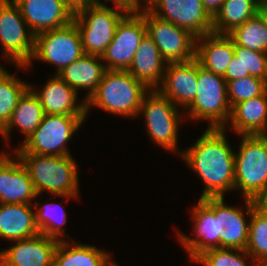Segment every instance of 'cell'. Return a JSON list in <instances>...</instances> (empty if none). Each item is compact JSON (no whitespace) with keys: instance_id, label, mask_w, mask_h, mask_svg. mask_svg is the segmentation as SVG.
<instances>
[{"instance_id":"6da1fadb","label":"cell","mask_w":267,"mask_h":266,"mask_svg":"<svg viewBox=\"0 0 267 266\" xmlns=\"http://www.w3.org/2000/svg\"><path fill=\"white\" fill-rule=\"evenodd\" d=\"M226 133L224 128H206L180 156L204 182L200 199L223 197L228 191H235V152Z\"/></svg>"},{"instance_id":"7a4b0ae2","label":"cell","mask_w":267,"mask_h":266,"mask_svg":"<svg viewBox=\"0 0 267 266\" xmlns=\"http://www.w3.org/2000/svg\"><path fill=\"white\" fill-rule=\"evenodd\" d=\"M15 154L27 168L38 195L49 191L53 198L79 199V173L72 155Z\"/></svg>"},{"instance_id":"3957f363","label":"cell","mask_w":267,"mask_h":266,"mask_svg":"<svg viewBox=\"0 0 267 266\" xmlns=\"http://www.w3.org/2000/svg\"><path fill=\"white\" fill-rule=\"evenodd\" d=\"M149 91L127 70H106L96 91L85 101L86 117L90 108L96 107L116 116L136 118Z\"/></svg>"},{"instance_id":"277c9868","label":"cell","mask_w":267,"mask_h":266,"mask_svg":"<svg viewBox=\"0 0 267 266\" xmlns=\"http://www.w3.org/2000/svg\"><path fill=\"white\" fill-rule=\"evenodd\" d=\"M184 111L187 118L209 122L207 128L226 129L230 126L231 107L227 98V82L223 76L204 69L198 62L196 96Z\"/></svg>"},{"instance_id":"5b68a950","label":"cell","mask_w":267,"mask_h":266,"mask_svg":"<svg viewBox=\"0 0 267 266\" xmlns=\"http://www.w3.org/2000/svg\"><path fill=\"white\" fill-rule=\"evenodd\" d=\"M240 138L235 153V191L242 192L244 199L254 200L267 189V137L240 135Z\"/></svg>"},{"instance_id":"8992f818","label":"cell","mask_w":267,"mask_h":266,"mask_svg":"<svg viewBox=\"0 0 267 266\" xmlns=\"http://www.w3.org/2000/svg\"><path fill=\"white\" fill-rule=\"evenodd\" d=\"M88 5L74 12L75 22L85 54L102 56L114 38L118 23L129 12L123 6Z\"/></svg>"},{"instance_id":"52a82bcc","label":"cell","mask_w":267,"mask_h":266,"mask_svg":"<svg viewBox=\"0 0 267 266\" xmlns=\"http://www.w3.org/2000/svg\"><path fill=\"white\" fill-rule=\"evenodd\" d=\"M179 109L181 108L174 105L157 89H151L143 97L138 115H144L146 133L156 146L181 155V150L177 152L178 129L184 115H182L183 110L181 112Z\"/></svg>"},{"instance_id":"ba28073f","label":"cell","mask_w":267,"mask_h":266,"mask_svg":"<svg viewBox=\"0 0 267 266\" xmlns=\"http://www.w3.org/2000/svg\"><path fill=\"white\" fill-rule=\"evenodd\" d=\"M86 115L45 114L40 125L15 153H34L37 155H71L67 144L75 132L85 122Z\"/></svg>"},{"instance_id":"9c48e42d","label":"cell","mask_w":267,"mask_h":266,"mask_svg":"<svg viewBox=\"0 0 267 266\" xmlns=\"http://www.w3.org/2000/svg\"><path fill=\"white\" fill-rule=\"evenodd\" d=\"M84 53L79 30L74 21L69 25L35 35L34 53L27 65H16L17 69L31 68L34 59L55 65L58 74ZM32 63V64H31Z\"/></svg>"},{"instance_id":"30bf717a","label":"cell","mask_w":267,"mask_h":266,"mask_svg":"<svg viewBox=\"0 0 267 266\" xmlns=\"http://www.w3.org/2000/svg\"><path fill=\"white\" fill-rule=\"evenodd\" d=\"M35 35L13 0H0V46L5 60L27 65L34 53Z\"/></svg>"},{"instance_id":"8fae6325","label":"cell","mask_w":267,"mask_h":266,"mask_svg":"<svg viewBox=\"0 0 267 266\" xmlns=\"http://www.w3.org/2000/svg\"><path fill=\"white\" fill-rule=\"evenodd\" d=\"M138 12L144 17L147 34L167 62H186L195 58L196 37L186 29L159 18L145 6Z\"/></svg>"},{"instance_id":"7c38bea8","label":"cell","mask_w":267,"mask_h":266,"mask_svg":"<svg viewBox=\"0 0 267 266\" xmlns=\"http://www.w3.org/2000/svg\"><path fill=\"white\" fill-rule=\"evenodd\" d=\"M146 34L144 17L138 11H129L118 23L114 38L101 56L106 69L128 70Z\"/></svg>"},{"instance_id":"4fadbf2b","label":"cell","mask_w":267,"mask_h":266,"mask_svg":"<svg viewBox=\"0 0 267 266\" xmlns=\"http://www.w3.org/2000/svg\"><path fill=\"white\" fill-rule=\"evenodd\" d=\"M145 7L196 38L212 33V17L201 0H145Z\"/></svg>"},{"instance_id":"5bb4252c","label":"cell","mask_w":267,"mask_h":266,"mask_svg":"<svg viewBox=\"0 0 267 266\" xmlns=\"http://www.w3.org/2000/svg\"><path fill=\"white\" fill-rule=\"evenodd\" d=\"M253 207L254 202L250 199H245V210H243L240 207L228 206L224 202V197H214L217 248L246 249L249 234L247 219L250 218Z\"/></svg>"},{"instance_id":"9a60e30c","label":"cell","mask_w":267,"mask_h":266,"mask_svg":"<svg viewBox=\"0 0 267 266\" xmlns=\"http://www.w3.org/2000/svg\"><path fill=\"white\" fill-rule=\"evenodd\" d=\"M11 156L13 158H11ZM32 180L27 168L14 153H0V203L33 204L36 200Z\"/></svg>"},{"instance_id":"2e32d148","label":"cell","mask_w":267,"mask_h":266,"mask_svg":"<svg viewBox=\"0 0 267 266\" xmlns=\"http://www.w3.org/2000/svg\"><path fill=\"white\" fill-rule=\"evenodd\" d=\"M13 2L19 7L22 17L34 35L67 26L74 18V12L63 0H13Z\"/></svg>"},{"instance_id":"e0dca14e","label":"cell","mask_w":267,"mask_h":266,"mask_svg":"<svg viewBox=\"0 0 267 266\" xmlns=\"http://www.w3.org/2000/svg\"><path fill=\"white\" fill-rule=\"evenodd\" d=\"M196 205V206H195ZM195 238L177 232L179 243L186 249L190 261H194L203 252L217 248V227L214 218V197L199 199L191 209ZM197 237V238H196Z\"/></svg>"},{"instance_id":"ac0fdd59","label":"cell","mask_w":267,"mask_h":266,"mask_svg":"<svg viewBox=\"0 0 267 266\" xmlns=\"http://www.w3.org/2000/svg\"><path fill=\"white\" fill-rule=\"evenodd\" d=\"M198 61L171 62L165 67L164 78L157 90L174 105L186 109L197 92Z\"/></svg>"},{"instance_id":"d6986e66","label":"cell","mask_w":267,"mask_h":266,"mask_svg":"<svg viewBox=\"0 0 267 266\" xmlns=\"http://www.w3.org/2000/svg\"><path fill=\"white\" fill-rule=\"evenodd\" d=\"M58 242L44 234L13 241V246L0 250V266H54Z\"/></svg>"},{"instance_id":"ffe728a7","label":"cell","mask_w":267,"mask_h":266,"mask_svg":"<svg viewBox=\"0 0 267 266\" xmlns=\"http://www.w3.org/2000/svg\"><path fill=\"white\" fill-rule=\"evenodd\" d=\"M50 77L42 89H35L32 84H29V88L41 102L44 113L51 115H86L85 101L80 100L79 102L77 100L78 93L57 74Z\"/></svg>"},{"instance_id":"44dd1931","label":"cell","mask_w":267,"mask_h":266,"mask_svg":"<svg viewBox=\"0 0 267 266\" xmlns=\"http://www.w3.org/2000/svg\"><path fill=\"white\" fill-rule=\"evenodd\" d=\"M235 45L227 34L209 33L196 38L195 58L204 69L224 76Z\"/></svg>"},{"instance_id":"7402d4cb","label":"cell","mask_w":267,"mask_h":266,"mask_svg":"<svg viewBox=\"0 0 267 266\" xmlns=\"http://www.w3.org/2000/svg\"><path fill=\"white\" fill-rule=\"evenodd\" d=\"M166 64L167 62L162 58L157 45L146 34L127 71L150 90L157 89L163 81Z\"/></svg>"},{"instance_id":"603a6c76","label":"cell","mask_w":267,"mask_h":266,"mask_svg":"<svg viewBox=\"0 0 267 266\" xmlns=\"http://www.w3.org/2000/svg\"><path fill=\"white\" fill-rule=\"evenodd\" d=\"M106 70L101 56L83 54L57 75L77 93L86 89L83 98L86 101L96 91Z\"/></svg>"},{"instance_id":"cb8c5ba5","label":"cell","mask_w":267,"mask_h":266,"mask_svg":"<svg viewBox=\"0 0 267 266\" xmlns=\"http://www.w3.org/2000/svg\"><path fill=\"white\" fill-rule=\"evenodd\" d=\"M229 122L240 135H265L267 133V90L257 97L235 104Z\"/></svg>"},{"instance_id":"d4e9b609","label":"cell","mask_w":267,"mask_h":266,"mask_svg":"<svg viewBox=\"0 0 267 266\" xmlns=\"http://www.w3.org/2000/svg\"><path fill=\"white\" fill-rule=\"evenodd\" d=\"M32 206L0 203V238L13 242L40 234Z\"/></svg>"},{"instance_id":"484cf974","label":"cell","mask_w":267,"mask_h":266,"mask_svg":"<svg viewBox=\"0 0 267 266\" xmlns=\"http://www.w3.org/2000/svg\"><path fill=\"white\" fill-rule=\"evenodd\" d=\"M44 110L37 96L28 88L19 98L17 106L14 108L11 118L5 127L0 131V135L7 142L11 140V131L15 128L20 129L25 134L22 143L27 140L36 130L44 118Z\"/></svg>"},{"instance_id":"4316f807","label":"cell","mask_w":267,"mask_h":266,"mask_svg":"<svg viewBox=\"0 0 267 266\" xmlns=\"http://www.w3.org/2000/svg\"><path fill=\"white\" fill-rule=\"evenodd\" d=\"M112 261L109 252L72 240L59 241L54 254V266H109Z\"/></svg>"},{"instance_id":"83f0119b","label":"cell","mask_w":267,"mask_h":266,"mask_svg":"<svg viewBox=\"0 0 267 266\" xmlns=\"http://www.w3.org/2000/svg\"><path fill=\"white\" fill-rule=\"evenodd\" d=\"M259 0H224L212 18V32L228 34L259 12Z\"/></svg>"},{"instance_id":"f1b7e54d","label":"cell","mask_w":267,"mask_h":266,"mask_svg":"<svg viewBox=\"0 0 267 266\" xmlns=\"http://www.w3.org/2000/svg\"><path fill=\"white\" fill-rule=\"evenodd\" d=\"M227 35L234 45L267 53V24L259 12Z\"/></svg>"},{"instance_id":"f546056e","label":"cell","mask_w":267,"mask_h":266,"mask_svg":"<svg viewBox=\"0 0 267 266\" xmlns=\"http://www.w3.org/2000/svg\"><path fill=\"white\" fill-rule=\"evenodd\" d=\"M38 197L39 195L37 194L36 202L33 205L37 207L35 209V219L40 234H44L58 241L66 240L64 237H69V235L65 236V229H62V226L67 223L66 219L68 215L64 207L54 202H47L41 205L40 202L37 203Z\"/></svg>"},{"instance_id":"4dcf8cb0","label":"cell","mask_w":267,"mask_h":266,"mask_svg":"<svg viewBox=\"0 0 267 266\" xmlns=\"http://www.w3.org/2000/svg\"><path fill=\"white\" fill-rule=\"evenodd\" d=\"M4 68L0 72V131L8 123L19 98L29 88V84Z\"/></svg>"},{"instance_id":"1f68e13d","label":"cell","mask_w":267,"mask_h":266,"mask_svg":"<svg viewBox=\"0 0 267 266\" xmlns=\"http://www.w3.org/2000/svg\"><path fill=\"white\" fill-rule=\"evenodd\" d=\"M245 251L256 261H267V217L255 206L249 218L248 243Z\"/></svg>"},{"instance_id":"d6a6232c","label":"cell","mask_w":267,"mask_h":266,"mask_svg":"<svg viewBox=\"0 0 267 266\" xmlns=\"http://www.w3.org/2000/svg\"><path fill=\"white\" fill-rule=\"evenodd\" d=\"M256 265V261L245 251L234 248H214L200 254L194 261L204 266H251L247 259Z\"/></svg>"},{"instance_id":"836d02e7","label":"cell","mask_w":267,"mask_h":266,"mask_svg":"<svg viewBox=\"0 0 267 266\" xmlns=\"http://www.w3.org/2000/svg\"><path fill=\"white\" fill-rule=\"evenodd\" d=\"M267 82L255 76H246L227 82V98L232 108L235 104L262 95Z\"/></svg>"},{"instance_id":"e575fe53","label":"cell","mask_w":267,"mask_h":266,"mask_svg":"<svg viewBox=\"0 0 267 266\" xmlns=\"http://www.w3.org/2000/svg\"><path fill=\"white\" fill-rule=\"evenodd\" d=\"M234 55L242 62L243 77L255 76L267 82V53L235 45Z\"/></svg>"},{"instance_id":"d590c367","label":"cell","mask_w":267,"mask_h":266,"mask_svg":"<svg viewBox=\"0 0 267 266\" xmlns=\"http://www.w3.org/2000/svg\"><path fill=\"white\" fill-rule=\"evenodd\" d=\"M223 78L228 81L243 78V65L235 55L231 59L230 64L227 67L226 73Z\"/></svg>"},{"instance_id":"8d00e7d4","label":"cell","mask_w":267,"mask_h":266,"mask_svg":"<svg viewBox=\"0 0 267 266\" xmlns=\"http://www.w3.org/2000/svg\"><path fill=\"white\" fill-rule=\"evenodd\" d=\"M103 1H105V4L106 2L109 3L110 1H112L113 3L112 5L116 4V5L123 6L127 8L129 11H138L142 7L145 6V0H103ZM100 4H103L101 0H100Z\"/></svg>"},{"instance_id":"74e56055","label":"cell","mask_w":267,"mask_h":266,"mask_svg":"<svg viewBox=\"0 0 267 266\" xmlns=\"http://www.w3.org/2000/svg\"><path fill=\"white\" fill-rule=\"evenodd\" d=\"M67 6L73 11L76 12L81 8H84L88 5H98L100 0H63Z\"/></svg>"},{"instance_id":"f35d334b","label":"cell","mask_w":267,"mask_h":266,"mask_svg":"<svg viewBox=\"0 0 267 266\" xmlns=\"http://www.w3.org/2000/svg\"><path fill=\"white\" fill-rule=\"evenodd\" d=\"M255 208L267 217V189L260 193L254 200Z\"/></svg>"},{"instance_id":"ab89813d","label":"cell","mask_w":267,"mask_h":266,"mask_svg":"<svg viewBox=\"0 0 267 266\" xmlns=\"http://www.w3.org/2000/svg\"><path fill=\"white\" fill-rule=\"evenodd\" d=\"M204 8L209 13V15L213 18L216 13L221 8L224 0H201Z\"/></svg>"},{"instance_id":"60d3db41","label":"cell","mask_w":267,"mask_h":266,"mask_svg":"<svg viewBox=\"0 0 267 266\" xmlns=\"http://www.w3.org/2000/svg\"><path fill=\"white\" fill-rule=\"evenodd\" d=\"M259 13L267 24V1H262L259 4Z\"/></svg>"},{"instance_id":"b9f144b4","label":"cell","mask_w":267,"mask_h":266,"mask_svg":"<svg viewBox=\"0 0 267 266\" xmlns=\"http://www.w3.org/2000/svg\"><path fill=\"white\" fill-rule=\"evenodd\" d=\"M255 266H267V261L257 262Z\"/></svg>"},{"instance_id":"7bdbcfd3","label":"cell","mask_w":267,"mask_h":266,"mask_svg":"<svg viewBox=\"0 0 267 266\" xmlns=\"http://www.w3.org/2000/svg\"><path fill=\"white\" fill-rule=\"evenodd\" d=\"M115 262H116V261H114V260H113V261L110 263V265H109V266H119V265H118V264H116Z\"/></svg>"},{"instance_id":"ee69618b","label":"cell","mask_w":267,"mask_h":266,"mask_svg":"<svg viewBox=\"0 0 267 266\" xmlns=\"http://www.w3.org/2000/svg\"><path fill=\"white\" fill-rule=\"evenodd\" d=\"M4 69V66L2 67V65L0 64V72Z\"/></svg>"}]
</instances>
